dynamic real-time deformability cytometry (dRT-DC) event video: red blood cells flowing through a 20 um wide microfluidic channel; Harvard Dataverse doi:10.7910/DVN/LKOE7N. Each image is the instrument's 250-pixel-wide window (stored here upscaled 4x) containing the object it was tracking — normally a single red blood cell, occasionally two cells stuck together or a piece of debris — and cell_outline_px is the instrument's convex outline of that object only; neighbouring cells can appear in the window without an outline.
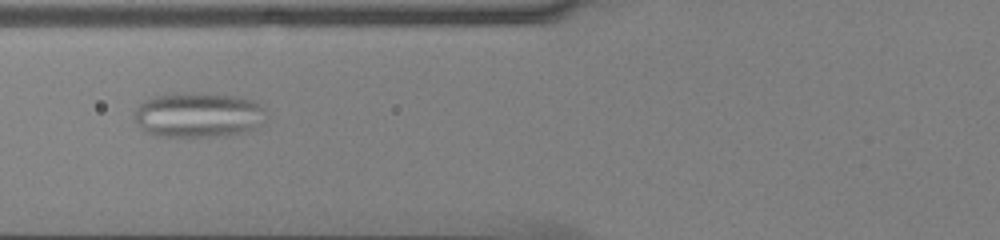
{"species": "common noctule bat (a hibernating species)", "species_latin": "Nyctalus noctula", "temperature_condition": "cold", "stored_images_in_passage": 54, "camera_frame_rate_fps": 3000, "um_per_image_px": 0.085, "animal": {"sex": "male", "body_mass_g": 13.0, "forearm_length_mm": 53.1}, "frame": {"image": 1, "passage_image": 23, "time_ms": 7.333, "image_size_px": [1000, 240], "cell_outline_px": [[268, 116], [256, 128], [244, 132], [224, 136], [156, 136], [144, 132], [140, 128], [136, 120], [136, 108], [144, 100], [152, 96], [172, 92], [192, 92], [232, 96], [256, 100], [268, 112]], "centroid_in_image_um": [16.88, 9.76], "position_along_channel_um": 108.9, "area_um2": 35.08}}
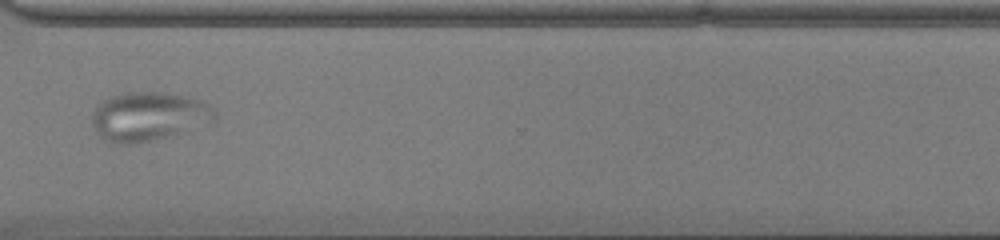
{"frame": {"image": 2, "passage_image": 42, "time_ms": 13.667, "image_size_px": [1000, 240], "cell_outline_px": [[216, 124], [168, 136], [128, 144], [116, 144], [104, 140], [96, 132], [92, 124], [92, 112], [96, 104], [100, 100], [108, 96], [128, 92], [160, 92], [188, 96], [200, 100], [216, 108]], "centroid_in_image_um": [12.67, 9.89], "position_along_channel_um": 357.9, "area_um2": 35.78}}
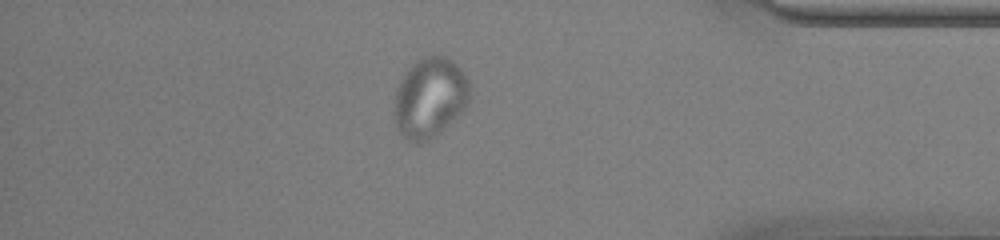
{"frame": {"image": 3, "passage_image": 47, "time_ms": 15.333, "image_size_px": [1000, 240], "cell_outline_px": [[468, 100], [464, 108], [440, 132], [428, 140], [420, 144], [408, 140], [396, 128], [392, 112], [396, 92], [400, 80], [408, 68], [420, 56], [436, 52], [452, 60], [464, 72], [468, 80]], "centroid_in_image_um": [36.49, 8.26], "position_along_channel_um": 398.7, "area_um2": 35.49}}